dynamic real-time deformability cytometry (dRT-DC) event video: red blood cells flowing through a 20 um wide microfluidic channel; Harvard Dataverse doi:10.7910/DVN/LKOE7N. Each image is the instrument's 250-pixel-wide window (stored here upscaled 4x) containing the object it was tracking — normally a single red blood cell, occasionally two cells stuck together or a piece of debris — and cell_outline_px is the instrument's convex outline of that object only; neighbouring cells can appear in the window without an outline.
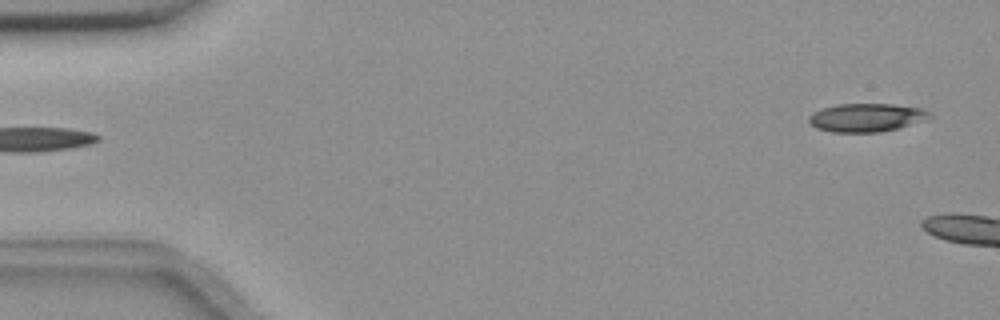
{"species": "common noctule bat (a hibernating species)", "species_latin": "Nyctalus noctula", "temperature_condition": "room temperature", "stored_images_in_passage": 3, "camera_frame_rate_fps": 3000, "um_per_image_px": 0.085, "animal": {"sex": "female", "body_mass_g": 18.4}, "frame": {"image": 1, "passage_image": 3, "time_ms": 0.667, "image_size_px": [1000, 320], "cell_outline_px": [[932, 116], [928, 120], [880, 132], [832, 132], [816, 128], [808, 124], [808, 116], [812, 112], [836, 104], [892, 104], [924, 108], [932, 112]], "centroid_in_image_um": [73.66, 9.99], "position_along_channel_um": 11.3, "area_um2": 20.23}}